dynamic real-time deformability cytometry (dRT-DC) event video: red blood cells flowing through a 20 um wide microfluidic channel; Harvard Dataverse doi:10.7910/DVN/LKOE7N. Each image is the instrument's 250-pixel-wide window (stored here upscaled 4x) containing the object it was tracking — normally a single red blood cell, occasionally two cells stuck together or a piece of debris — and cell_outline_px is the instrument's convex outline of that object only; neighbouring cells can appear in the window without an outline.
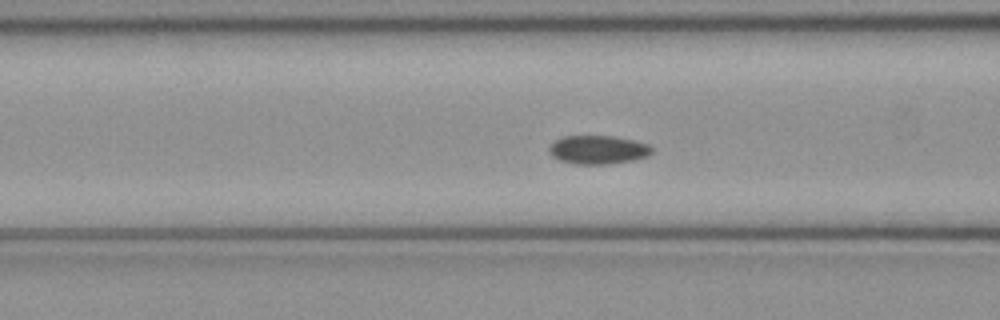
{"species": "common noctule bat (a hibernating species)", "species_latin": "Nyctalus noctula", "temperature_condition": "cold", "stored_images_in_passage": 52, "camera_frame_rate_fps": 3000, "um_per_image_px": 0.085, "animal": {"sex": "female", "body_mass_g": 21.9}, "frame": {"image": 1, "passage_image": 21, "time_ms": 6.667, "image_size_px": [1000, 320], "cell_outline_px": [[652, 152], [648, 156], [632, 160], [608, 164], [576, 164], [560, 160], [552, 156], [548, 152], [548, 148], [560, 136], [612, 136], [632, 140], [648, 144], [652, 148]], "centroid_in_image_um": [50.81, 12.73], "position_along_channel_um": 115.8, "area_um2": 17.05}}
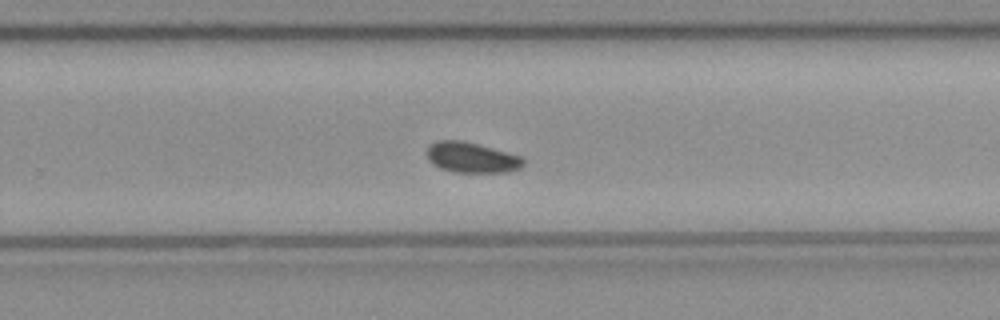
{"frame": {"image": 2, "passage_image": 34, "time_ms": 11.0, "image_size_px": [1000, 320], "cell_outline_px": [[524, 164], [520, 168], [508, 172], [456, 172], [440, 168], [428, 160], [428, 144], [436, 140], [460, 140], [524, 156]], "centroid_in_image_um": [40.11, 13.38], "position_along_channel_um": 289.7, "area_um2": 17.11}}
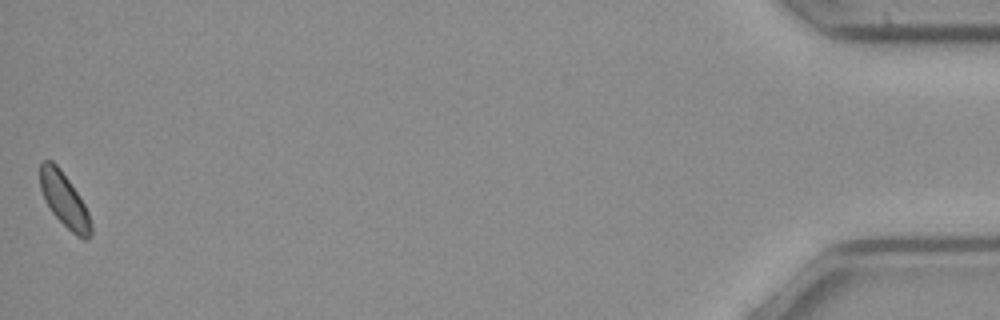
{"frame": {"image": 3, "passage_image": 52, "time_ms": 17.0, "image_size_px": [1000, 320], "cell_outline_px": [[92, 236], [88, 240], [84, 240], [76, 236], [52, 212], [40, 188], [40, 164], [44, 160], [52, 160], [60, 168], [84, 204], [88, 212], [92, 224]], "centroid_in_image_um": [5.49, 17.03], "position_along_channel_um": 429.7, "area_um2": 15.78}, "authors_computed_cell_mechanics": {"area_um2": 17.0799, "velocity_mm_per_s": 4.0186, "shape_relaxation_time_tau1_ms": 3.5373, "shape_relaxation_time_tau2_ms": null, "deformation_change_tau1": 0.0435, "deformation_change_tau2": null}}